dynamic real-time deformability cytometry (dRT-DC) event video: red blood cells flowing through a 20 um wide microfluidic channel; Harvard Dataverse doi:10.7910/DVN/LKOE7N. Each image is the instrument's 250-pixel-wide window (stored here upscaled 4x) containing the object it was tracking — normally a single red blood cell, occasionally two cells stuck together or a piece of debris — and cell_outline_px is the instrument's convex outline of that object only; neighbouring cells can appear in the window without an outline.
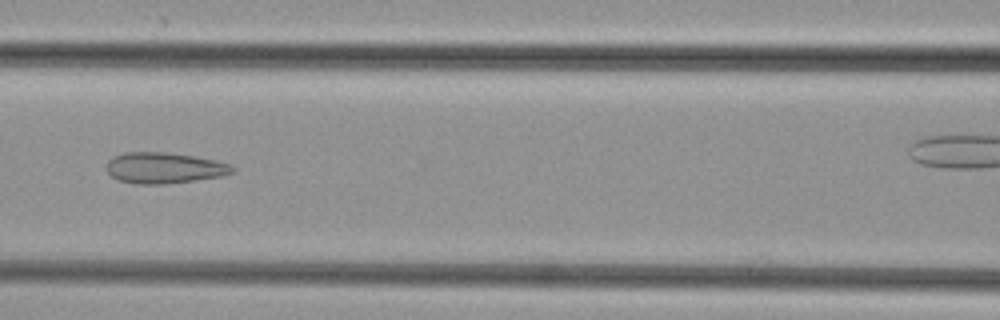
{"species": "common noctule bat (a hibernating species)", "species_latin": "Nyctalus noctula", "temperature_condition": "cold", "stored_images_in_passage": 33, "camera_frame_rate_fps": 3000, "um_per_image_px": 0.085, "animal": {"sex": "female", "body_mass_g": 29.2, "forearm_length_mm": 56.3}, "frame": {"image": 1, "passage_image": 13, "time_ms": 4.0, "image_size_px": [1000, 320], "cell_outline_px": [[236, 172], [224, 176], [168, 184], [136, 184], [116, 180], [104, 168], [108, 160], [112, 156], [124, 152], [160, 152], [192, 156], [216, 160], [232, 164], [236, 168]], "centroid_in_image_um": [13.97, 14.28], "position_along_channel_um": 152.6, "area_um2": 23.12}}
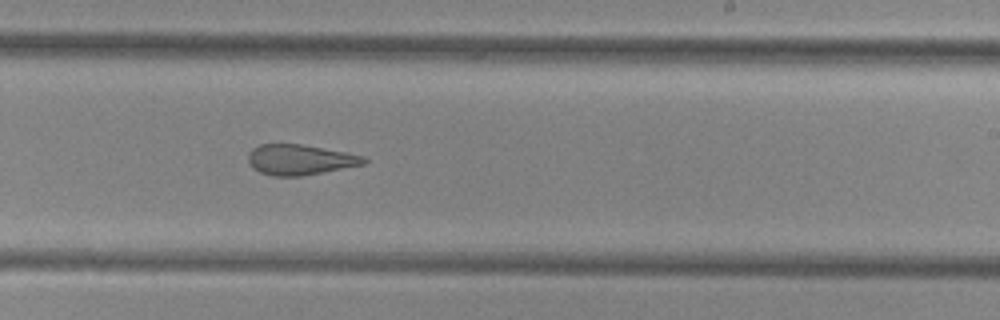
{"frame": {"image": 2, "passage_image": 21, "time_ms": 6.667, "image_size_px": [1000, 320], "cell_outline_px": [[368, 160], [364, 164], [324, 172], [300, 176], [272, 176], [260, 172], [252, 168], [248, 160], [248, 152], [252, 148], [260, 144], [300, 144], [344, 152], [364, 156]], "centroid_in_image_um": [25.46, 13.58], "position_along_channel_um": 263.5, "area_um2": 20.4}}
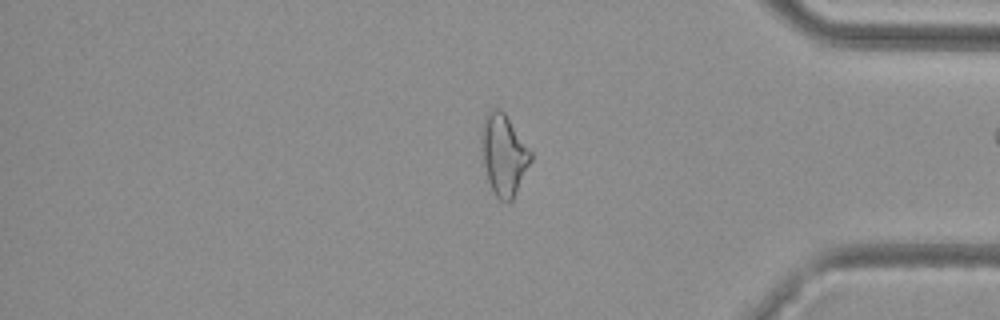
{"frame": {"image": 3, "passage_image": 32, "time_ms": 10.333, "image_size_px": [1000, 320], "cell_outline_px": [[532, 160], [512, 200], [500, 200], [496, 196], [488, 180], [484, 164], [480, 128], [488, 112], [492, 108], [500, 108], [504, 112], [532, 152]], "centroid_in_image_um": [42.82, 13.11], "position_along_channel_um": 392.4, "area_um2": 22.89}}